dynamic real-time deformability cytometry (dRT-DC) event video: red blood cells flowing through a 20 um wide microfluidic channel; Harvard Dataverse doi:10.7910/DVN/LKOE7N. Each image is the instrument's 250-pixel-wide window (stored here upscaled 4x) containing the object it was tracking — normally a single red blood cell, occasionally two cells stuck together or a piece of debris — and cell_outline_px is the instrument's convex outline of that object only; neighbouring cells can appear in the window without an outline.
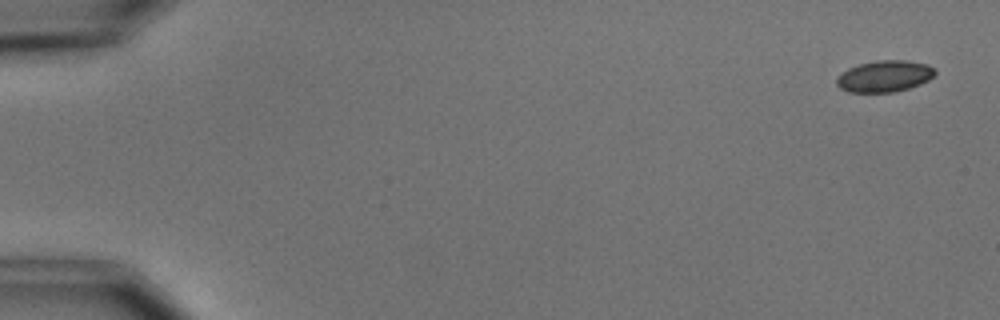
{"species": "common noctule bat (a hibernating species)", "species_latin": "Nyctalus noctula", "temperature_condition": "cold", "stored_images_in_passage": 5, "camera_frame_rate_fps": 3000, "um_per_image_px": 0.085, "animal": {"sex": "male", "body_mass_g": 15.6}, "frame": {"image": 1, "passage_image": 1, "time_ms": 0.0, "image_size_px": [1000, 320], "cell_outline_px": [[936, 72], [928, 80], [920, 84], [896, 92], [848, 92], [840, 88], [836, 84], [836, 76], [848, 68], [860, 64], [876, 60], [908, 60], [928, 64]], "centroid_in_image_um": [75.15, 6.47], "position_along_channel_um": 9.8, "area_um2": 18.09}}
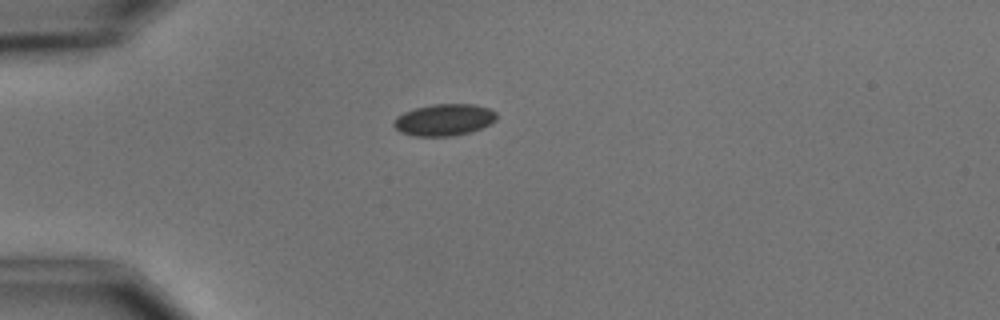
{"frame": {"image": 2, "passage_image": 4, "time_ms": 4.333, "image_size_px": [1000, 320], "cell_outline_px": [[496, 120], [472, 132], [452, 136], [412, 136], [400, 132], [392, 124], [396, 116], [404, 112], [416, 108], [432, 104], [476, 104], [488, 108], [496, 112]], "centroid_in_image_um": [37.73, 10.19], "position_along_channel_um": 47.3, "area_um2": 19.07}}